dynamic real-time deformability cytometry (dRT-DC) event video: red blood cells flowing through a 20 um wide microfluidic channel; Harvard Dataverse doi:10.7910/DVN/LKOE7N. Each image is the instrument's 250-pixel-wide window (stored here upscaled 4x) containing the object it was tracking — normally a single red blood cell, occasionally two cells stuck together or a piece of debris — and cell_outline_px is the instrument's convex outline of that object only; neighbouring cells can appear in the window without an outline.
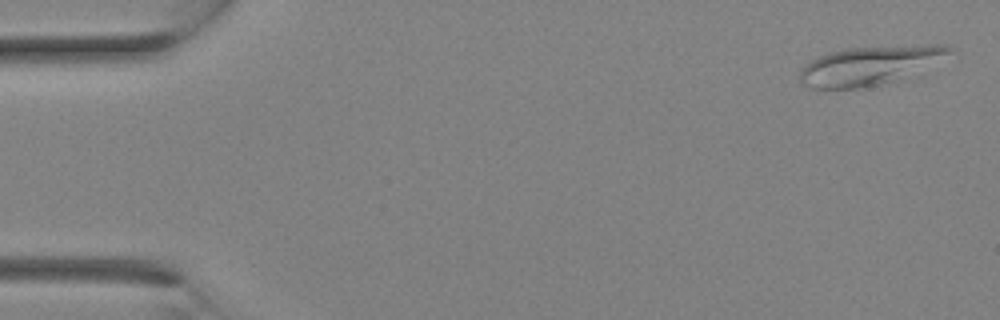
{"species": "Egyptian fruit bat (a non-hibernating species)", "species_latin": "Rousettus aegyptiacus", "temperature_condition": "room temperature", "stored_images_in_passage": 10, "camera_frame_rate_fps": 3000, "um_per_image_px": 0.085, "animal": {"sex": "female"}, "frame": {"image": 1, "passage_image": 1, "time_ms": 0.0, "image_size_px": [1000, 320], "cell_outline_px": [[956, 52], [880, 84], [860, 88], [812, 88], [800, 84], [800, 72], [812, 60], [828, 52], [848, 48], [928, 44], [944, 44], [952, 48]], "centroid_in_image_um": [73.85, 5.53], "position_along_channel_um": 11.1, "area_um2": 32.54}}